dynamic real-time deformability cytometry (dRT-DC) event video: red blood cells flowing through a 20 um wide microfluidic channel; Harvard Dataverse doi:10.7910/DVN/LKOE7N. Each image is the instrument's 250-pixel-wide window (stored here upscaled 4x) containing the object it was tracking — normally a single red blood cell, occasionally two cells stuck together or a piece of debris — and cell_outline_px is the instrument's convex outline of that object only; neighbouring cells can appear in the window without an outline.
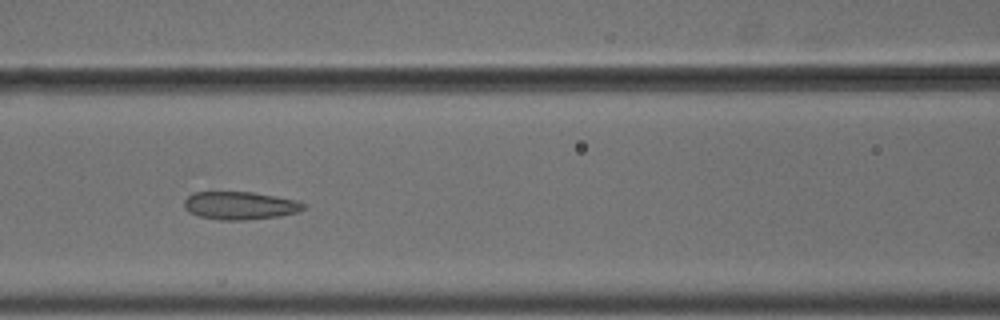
{"species": "common noctule bat (a hibernating species)", "species_latin": "Nyctalus noctula", "temperature_condition": "cold", "stored_images_in_passage": 7, "camera_frame_rate_fps": 3000, "um_per_image_px": 0.085, "animal": {"sex": "male", "body_mass_g": 18.8}, "frame": {"image": 1, "passage_image": 7, "time_ms": 2.0, "image_size_px": [1000, 320], "cell_outline_px": [[308, 208], [296, 212], [276, 216], [248, 220], [220, 220], [200, 216], [188, 212], [184, 208], [184, 200], [192, 192], [252, 192], [276, 196], [296, 200], [308, 204]], "centroid_in_image_um": [20.41, 17.47], "position_along_channel_um": 146.2, "area_um2": 19.54}}